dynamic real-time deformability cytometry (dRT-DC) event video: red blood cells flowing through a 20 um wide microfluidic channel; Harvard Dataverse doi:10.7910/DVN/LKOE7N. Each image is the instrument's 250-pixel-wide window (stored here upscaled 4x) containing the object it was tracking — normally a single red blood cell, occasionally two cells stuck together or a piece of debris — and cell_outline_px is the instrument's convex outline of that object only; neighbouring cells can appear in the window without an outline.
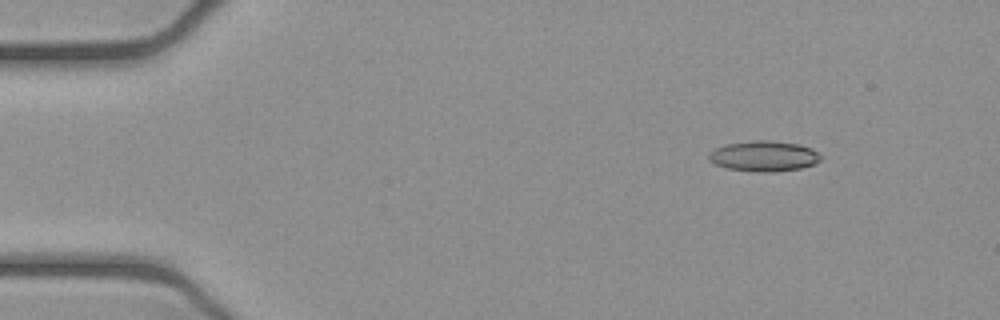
{"species": "common noctule bat (a hibernating species)", "species_latin": "Nyctalus noctula", "temperature_condition": "cold", "stored_images_in_passage": 53, "camera_frame_rate_fps": 3000, "um_per_image_px": 0.085, "animal": {"sex": "female", "body_mass_g": 21.9}, "frame": {"image": 1, "passage_image": 7, "time_ms": 2.0, "image_size_px": [1000, 320], "cell_outline_px": [[820, 160], [812, 164], [800, 168], [764, 172], [760, 172], [728, 168], [716, 164], [708, 160], [708, 156], [716, 148], [728, 144], [756, 140], [768, 140], [800, 144], [812, 148], [820, 156]], "centroid_in_image_um": [64.93, 13.26], "position_along_channel_um": 20.1, "area_um2": 19.42}}
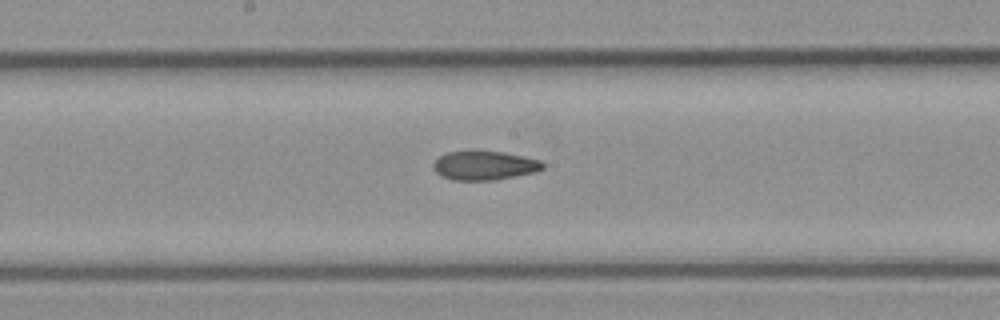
{"frame": {"image": 2, "passage_image": 28, "time_ms": 9.0, "image_size_px": [1000, 320], "cell_outline_px": [[544, 168], [536, 172], [496, 180], [452, 180], [440, 176], [432, 168], [432, 164], [440, 156], [448, 152], [500, 152], [540, 160], [544, 164]], "centroid_in_image_um": [41.16, 14.09], "position_along_channel_um": 207.0, "area_um2": 18.26}}
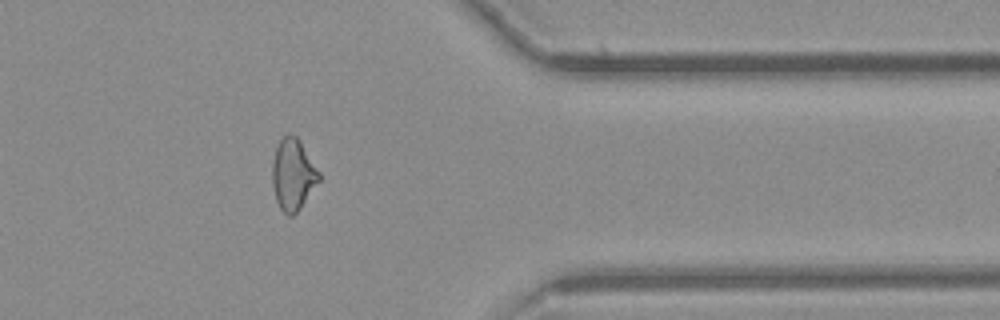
{"frame": {"image": 3, "passage_image": 43, "time_ms": 14.0, "image_size_px": [1000, 320], "cell_outline_px": [[320, 180], [300, 208], [292, 216], [288, 216], [280, 208], [276, 200], [272, 184], [272, 160], [276, 148], [280, 140], [288, 132], [296, 136], [300, 140], [320, 172]], "centroid_in_image_um": [24.9, 14.81], "position_along_channel_um": 386.5, "area_um2": 19.48}, "authors_computed_cell_mechanics": {"area_um2": 19.4208, "velocity_mm_per_s": 3.918, "shape_relaxation_time_tau1_ms": null, "shape_relaxation_time_tau2_ms": 5.2776, "deformation_change_tau1": null, "deformation_change_tau2": 0.1226}}